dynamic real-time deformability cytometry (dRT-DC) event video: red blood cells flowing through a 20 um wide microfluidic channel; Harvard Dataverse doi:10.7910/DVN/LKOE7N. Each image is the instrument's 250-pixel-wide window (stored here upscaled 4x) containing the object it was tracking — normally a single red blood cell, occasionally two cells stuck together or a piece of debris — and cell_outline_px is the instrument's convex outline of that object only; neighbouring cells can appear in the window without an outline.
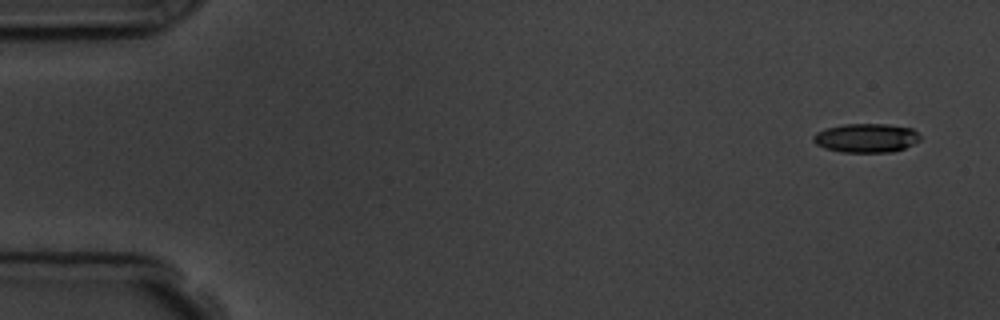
{"species": "common noctule bat (a hibernating species)", "species_latin": "Nyctalus noctula", "temperature_condition": "room temperature", "stored_images_in_passage": 6, "camera_frame_rate_fps": 3000, "um_per_image_px": 0.085, "animal": {"sex": "male", "body_mass_g": 19.5, "forearm_length_mm": 54.6}, "frame": {"image": 1, "passage_image": 1, "time_ms": 0.0, "image_size_px": [1000, 320], "cell_outline_px": [[920, 140], [904, 148], [892, 152], [840, 152], [824, 148], [816, 144], [812, 140], [812, 136], [816, 132], [824, 128], [844, 124], [888, 124], [912, 128], [920, 136]], "centroid_in_image_um": [73.59, 11.72], "position_along_channel_um": 11.4, "area_um2": 18.15}}